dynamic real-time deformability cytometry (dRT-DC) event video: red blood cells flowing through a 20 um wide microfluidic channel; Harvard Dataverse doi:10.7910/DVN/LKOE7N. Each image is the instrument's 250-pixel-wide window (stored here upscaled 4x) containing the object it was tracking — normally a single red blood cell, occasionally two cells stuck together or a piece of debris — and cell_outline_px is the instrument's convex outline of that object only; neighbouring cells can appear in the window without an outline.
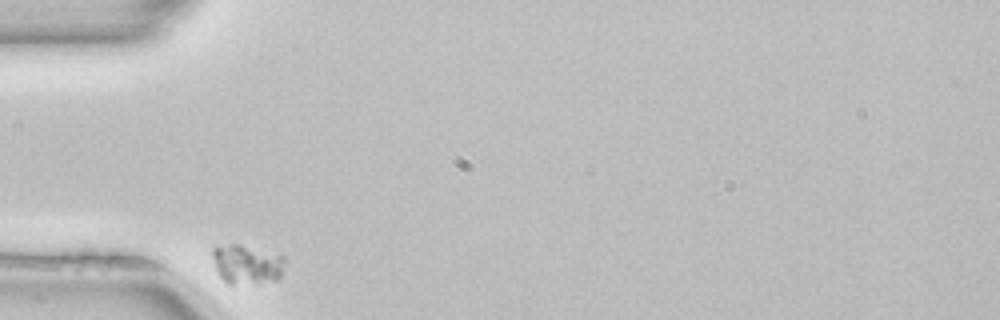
{"species": "common noctule bat (a hibernating species)", "species_latin": "Nyctalus noctula", "temperature_condition": "room temperature", "stored_images_in_passage": 32, "camera_frame_rate_fps": 3000, "um_per_image_px": 0.085, "animal": {"sex": "female", "body_mass_g": 22.7, "forearm_length_mm": 54.2}, "frame": {"image": 1, "passage_image": 1, "time_ms": 0.0, "image_size_px": [1000, 320], "cell_outline_px": [[284, 260], [280, 276], [276, 280], [232, 284], [228, 284], [220, 276], [216, 268], [212, 256], [212, 248], [228, 244], [240, 244], [284, 256]], "centroid_in_image_um": [20.95, 22.44], "position_along_channel_um": 64.1, "area_um2": 16.18}}